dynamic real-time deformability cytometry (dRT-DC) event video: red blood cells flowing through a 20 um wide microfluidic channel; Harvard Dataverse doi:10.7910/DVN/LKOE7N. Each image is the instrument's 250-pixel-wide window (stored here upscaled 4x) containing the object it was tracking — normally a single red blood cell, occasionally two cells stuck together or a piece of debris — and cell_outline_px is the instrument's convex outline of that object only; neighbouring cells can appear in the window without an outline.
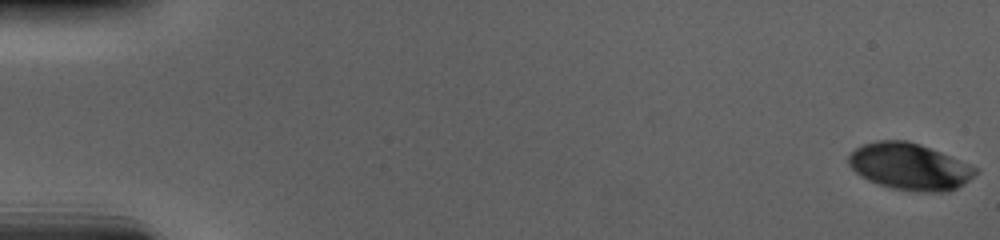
{"species": "human", "species_latin": "Homo sapiens", "temperature_condition": "cold", "stored_images_in_passage": 57, "camera_frame_rate_fps": 3000, "um_per_image_px": 0.085, "donor": {"sex": "male"}, "frame": {"image": 1, "passage_image": 1, "time_ms": 0.0, "image_size_px": [1000, 240], "cell_outline_px": [[980, 168], [968, 180], [956, 188], [948, 192], [924, 192], [892, 188], [868, 180], [860, 176], [848, 164], [848, 156], [856, 148], [864, 144], [876, 140], [908, 140], [920, 144]], "centroid_in_image_um": [77.31, 14.15], "position_along_channel_um": 7.7, "area_um2": 34.33}}
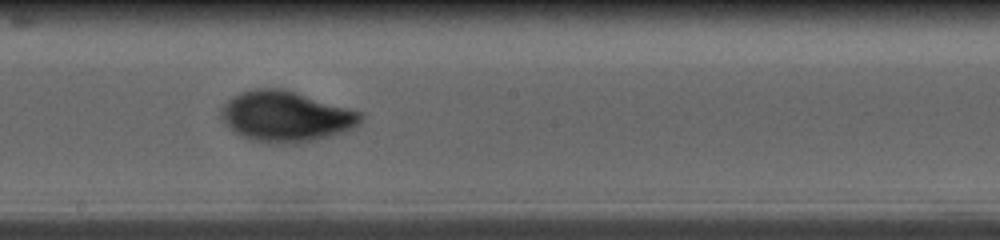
{"frame": {"image": 2, "passage_image": 33, "time_ms": 10.667, "image_size_px": [1000, 240], "cell_outline_px": [[364, 116], [360, 124], [344, 132], [332, 136], [300, 144], [268, 144], [240, 136], [220, 116], [220, 108], [232, 96], [240, 92], [256, 88], [280, 88], [364, 112]], "centroid_in_image_um": [24.33, 9.92], "position_along_channel_um": 223.9, "area_um2": 41.44}}
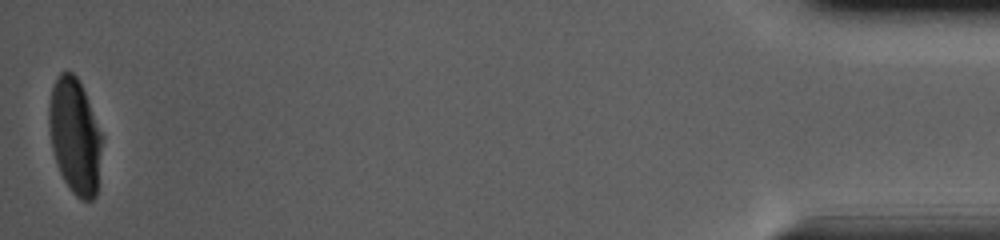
{"frame": {"image": 3, "passage_image": 57, "time_ms": 18.667, "image_size_px": [1000, 240], "cell_outline_px": [[104, 136], [96, 196], [92, 200], [80, 200], [72, 192], [64, 180], [56, 164], [52, 148], [48, 124], [48, 104], [52, 84], [56, 76], [60, 72], [72, 72], [76, 76], [84, 92]], "centroid_in_image_um": [6.36, 11.57], "position_along_channel_um": 428.8, "area_um2": 36.24}, "authors_computed_cell_mechanics": {"area_um2": 37.9168, "velocity_mm_per_s": 3.6843, "shape_relaxation_time_tau1_ms": 4.2297, "shape_relaxation_time_tau2_ms": 1.4035, "deformation_change_tau1": 0.1691, "deformation_change_tau2": 0.0379}}